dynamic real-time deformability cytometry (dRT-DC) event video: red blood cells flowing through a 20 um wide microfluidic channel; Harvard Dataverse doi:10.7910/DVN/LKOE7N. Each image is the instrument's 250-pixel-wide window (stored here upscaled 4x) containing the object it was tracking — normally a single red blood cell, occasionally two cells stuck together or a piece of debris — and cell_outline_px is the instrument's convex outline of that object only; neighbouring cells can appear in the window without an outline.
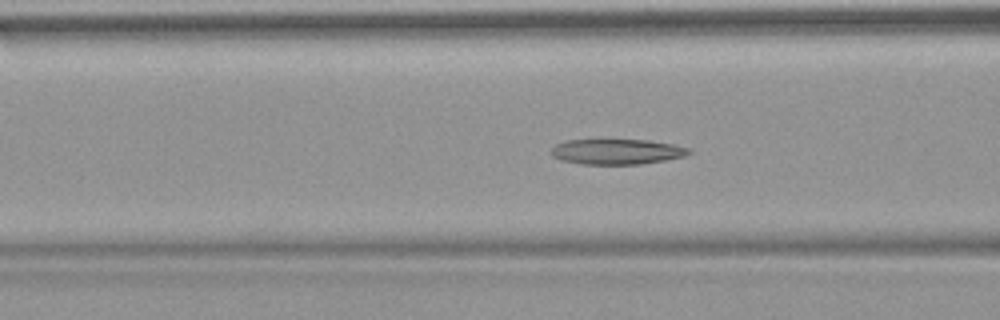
{"species": "common noctule bat (a hibernating species)", "species_latin": "Nyctalus noctula", "temperature_condition": "warm", "stored_images_in_passage": 53, "camera_frame_rate_fps": 3000, "um_per_image_px": 0.085, "animal": {"sex": "female", "body_mass_g": 18.4}, "frame": {"image": 1, "passage_image": 21, "time_ms": 6.667, "image_size_px": [1000, 320], "cell_outline_px": [[692, 152], [684, 156], [664, 160], [640, 164], [580, 164], [560, 160], [552, 156], [548, 152], [556, 144], [564, 140], [600, 136], [648, 140], [672, 144], [692, 148]], "centroid_in_image_um": [52.34, 12.83], "position_along_channel_um": 114.3, "area_um2": 21.68}}
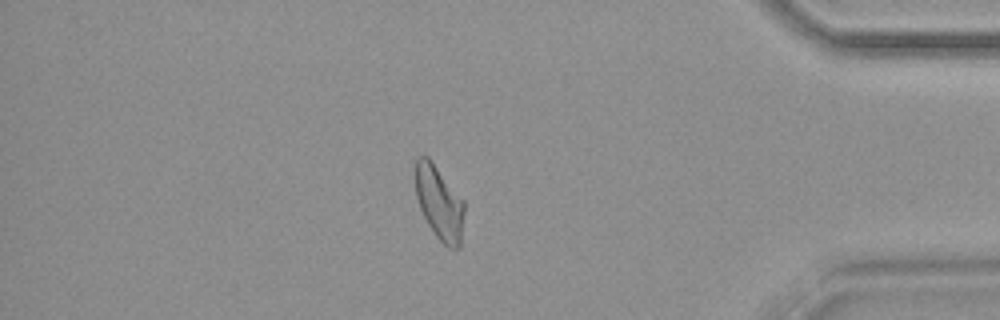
{"frame": {"image": 2, "passage_image": 46, "time_ms": 15.0, "image_size_px": [1000, 320], "cell_outline_px": [[464, 212], [460, 248], [448, 248], [436, 236], [428, 224], [420, 208], [416, 196], [416, 156], [428, 156], [464, 200]], "centroid_in_image_um": [37.35, 17.24], "position_along_channel_um": 397.8, "area_um2": 20.92}}
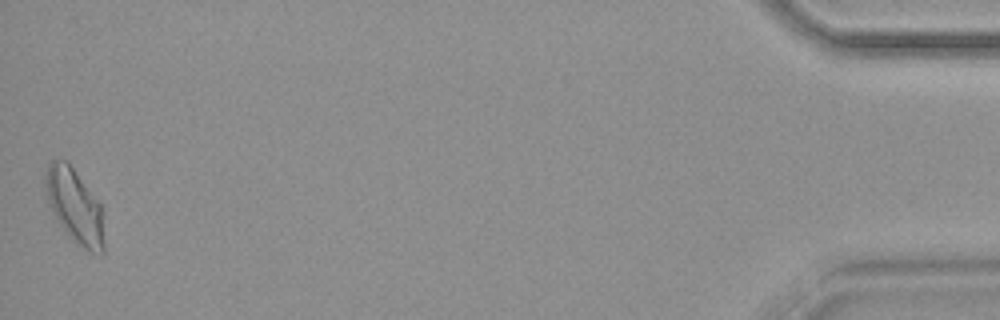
{"frame": {"image": 3, "passage_image": 53, "time_ms": 17.333, "image_size_px": [1000, 320], "cell_outline_px": [[104, 252], [100, 256], [88, 252], [76, 244], [72, 240], [60, 224], [48, 204], [44, 196], [44, 172], [48, 164], [52, 160], [68, 160], [100, 204], [104, 244]], "centroid_in_image_um": [6.31, 17.51], "position_along_channel_um": 428.9, "area_um2": 25.72}, "authors_computed_cell_mechanics": {"area_um2": 21.964, "velocity_mm_per_s": 3.8015, "shape_relaxation_time_tau1_ms": null, "shape_relaxation_time_tau2_ms": 3.4949, "deformation_change_tau1": null, "deformation_change_tau2": 0.1207}}